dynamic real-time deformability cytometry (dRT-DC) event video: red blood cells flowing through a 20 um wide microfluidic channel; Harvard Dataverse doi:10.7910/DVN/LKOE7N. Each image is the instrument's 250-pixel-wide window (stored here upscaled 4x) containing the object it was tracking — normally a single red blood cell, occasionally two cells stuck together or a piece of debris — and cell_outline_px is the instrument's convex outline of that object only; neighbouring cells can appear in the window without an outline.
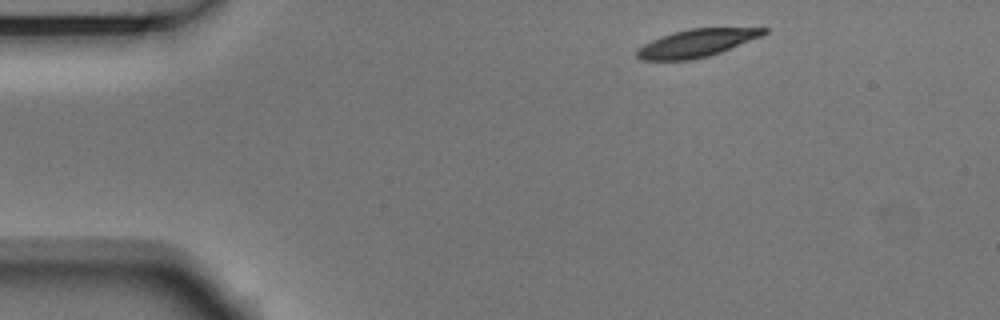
{"species": "Egyptian fruit bat (a non-hibernating species)", "species_latin": "Rousettus aegyptiacus", "temperature_condition": "room temperature", "stored_images_in_passage": 3, "camera_frame_rate_fps": 3000, "um_per_image_px": 0.085, "animal": {"sex": "male"}, "frame": {"image": 1, "passage_image": 1, "time_ms": 0.0, "image_size_px": [1000, 320], "cell_outline_px": [[768, 32], [760, 36], [720, 52], [708, 56], [692, 60], [640, 60], [636, 56], [636, 52], [644, 44], [660, 36], [672, 32], [688, 28], [768, 28]], "centroid_in_image_um": [59.17, 3.66], "position_along_channel_um": 25.8, "area_um2": 20.29}}